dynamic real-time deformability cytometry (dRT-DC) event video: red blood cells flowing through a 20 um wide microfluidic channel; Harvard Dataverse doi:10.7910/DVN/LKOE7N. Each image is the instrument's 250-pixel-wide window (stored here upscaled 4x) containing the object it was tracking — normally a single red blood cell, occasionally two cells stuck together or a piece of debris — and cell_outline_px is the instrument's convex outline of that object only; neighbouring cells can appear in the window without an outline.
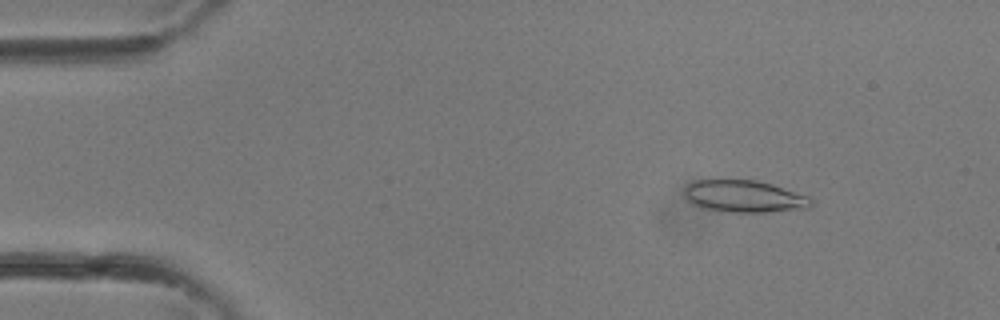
{"species": "common noctule bat (a hibernating species)", "species_latin": "Nyctalus noctula", "temperature_condition": "room temperature", "stored_images_in_passage": 34, "camera_frame_rate_fps": 3000, "um_per_image_px": 0.085, "animal": {"sex": "female"}, "frame": {"image": 1, "passage_image": 5, "time_ms": 1.333, "image_size_px": [1000, 320], "cell_outline_px": [[812, 204], [808, 208], [768, 212], [732, 212], [700, 208], [692, 204], [684, 196], [684, 188], [692, 180], [756, 180], [772, 184], [808, 196], [812, 200]], "centroid_in_image_um": [63.22, 16.69], "position_along_channel_um": 21.8, "area_um2": 23.76}}
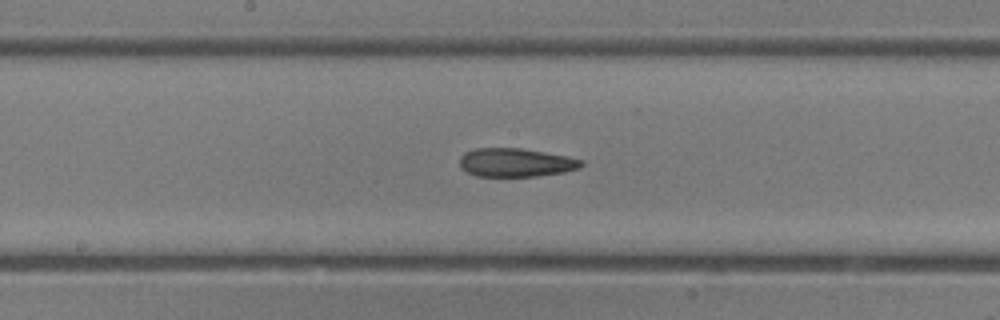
{"frame": {"image": 2, "passage_image": 18, "time_ms": 5.667, "image_size_px": [1000, 320], "cell_outline_px": [[584, 164], [580, 168], [564, 172], [536, 176], [476, 176], [460, 168], [460, 156], [464, 152], [476, 148], [520, 148], [568, 156], [584, 160]], "centroid_in_image_um": [43.85, 13.81], "position_along_channel_um": 204.4, "area_um2": 20.35}}
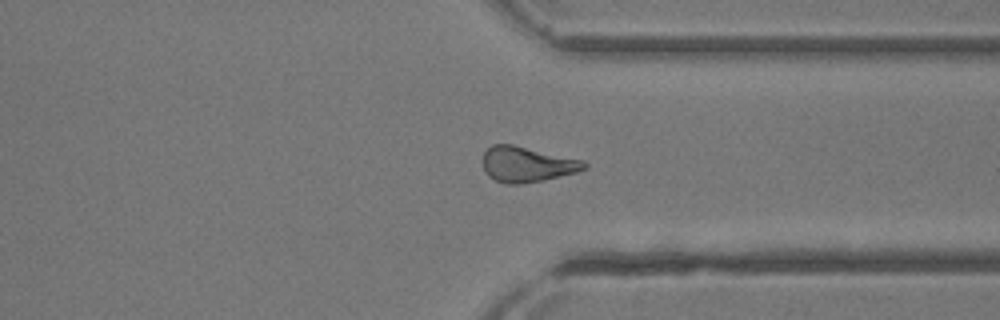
{"frame": {"image": 3, "passage_image": 26, "time_ms": 8.333, "image_size_px": [1000, 320], "cell_outline_px": [[588, 168], [576, 172], [544, 180], [520, 184], [504, 184], [488, 176], [484, 172], [484, 152], [492, 144], [512, 144], [584, 160], [588, 164]], "centroid_in_image_um": [44.81, 13.97], "position_along_channel_um": 366.6, "area_um2": 20.98}}